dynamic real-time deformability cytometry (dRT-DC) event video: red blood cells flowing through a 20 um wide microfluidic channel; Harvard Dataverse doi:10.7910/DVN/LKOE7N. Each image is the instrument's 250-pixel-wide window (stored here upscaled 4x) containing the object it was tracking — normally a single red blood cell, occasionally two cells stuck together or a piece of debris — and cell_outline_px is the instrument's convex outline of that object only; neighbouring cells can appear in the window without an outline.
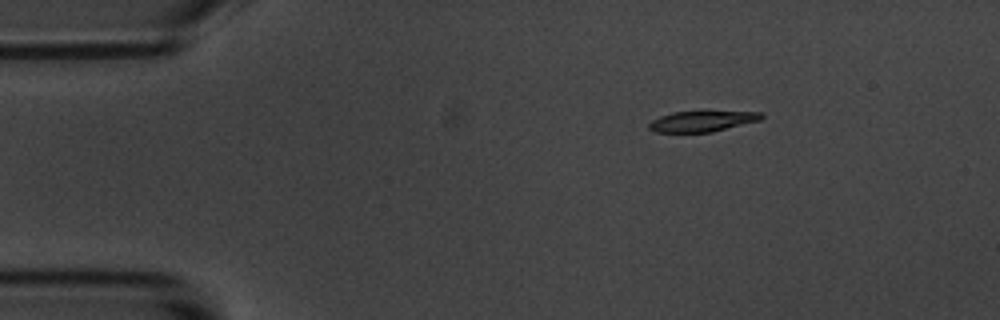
{"species": "common noctule bat (a hibernating species)", "species_latin": "Nyctalus noctula", "temperature_condition": "room temperature", "stored_images_in_passage": 4, "camera_frame_rate_fps": 3000, "um_per_image_px": 0.085, "animal": {"sex": "male", "body_mass_g": 20.1, "forearm_length_mm": 53.5}, "frame": {"image": 1, "passage_image": 1, "time_ms": 0.0, "image_size_px": [1000, 320], "cell_outline_px": [[764, 116], [760, 120], [712, 132], [656, 132], [648, 128], [648, 124], [652, 120], [660, 116], [672, 112], [764, 112]], "centroid_in_image_um": [59.66, 10.31], "position_along_channel_um": 25.3, "area_um2": 13.35}}
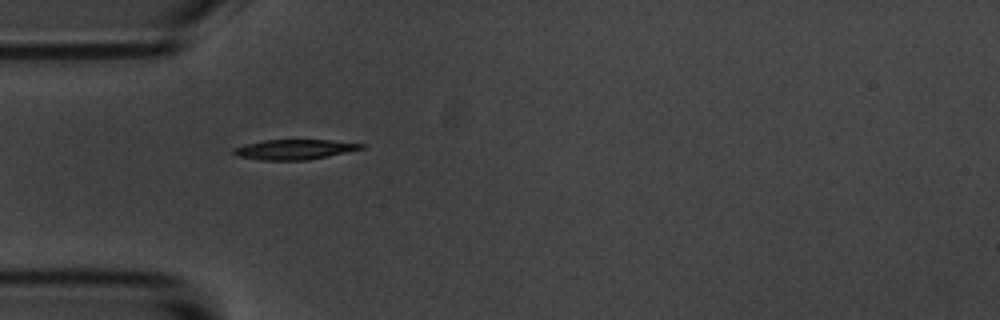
{"frame": {"image": 2, "passage_image": 3, "time_ms": 2.667, "image_size_px": [1000, 320], "cell_outline_px": [[368, 144], [364, 148], [328, 156], [308, 160], [260, 160], [236, 156], [232, 152], [232, 148], [244, 144], [264, 140], [328, 140]], "centroid_in_image_um": [25.0, 12.7], "position_along_channel_um": 60.0, "area_um2": 14.97}}